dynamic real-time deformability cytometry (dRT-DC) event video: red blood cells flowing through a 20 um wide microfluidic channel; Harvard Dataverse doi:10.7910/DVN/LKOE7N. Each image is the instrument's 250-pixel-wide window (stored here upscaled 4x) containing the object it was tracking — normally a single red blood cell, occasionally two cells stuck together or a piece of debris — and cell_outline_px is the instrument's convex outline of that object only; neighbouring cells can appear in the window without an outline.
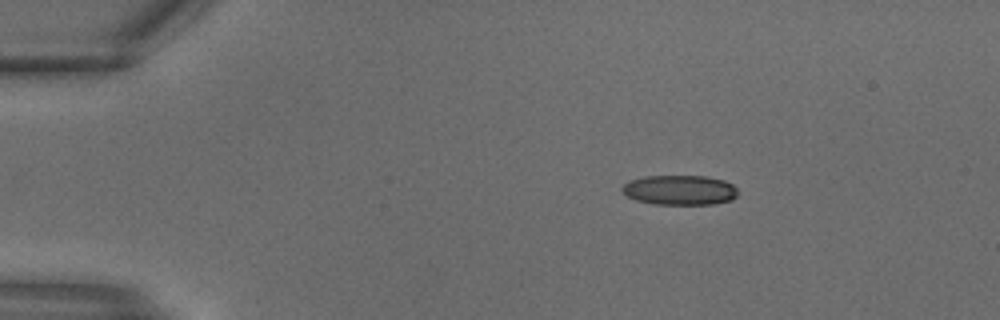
{"species": "common noctule bat (a hibernating species)", "species_latin": "Nyctalus noctula", "temperature_condition": "warm", "stored_images_in_passage": 9, "camera_frame_rate_fps": 3000, "um_per_image_px": 0.085, "animal": {"sex": "male", "body_mass_g": 18.8}, "frame": {"image": 1, "passage_image": 1, "time_ms": 0.0, "image_size_px": [1000, 320], "cell_outline_px": [[736, 196], [732, 200], [712, 204], [652, 204], [636, 200], [628, 196], [620, 188], [628, 180], [644, 176], [704, 176], [724, 180], [732, 184], [736, 188]], "centroid_in_image_um": [57.75, 16.15], "position_along_channel_um": 27.2, "area_um2": 20.11}}
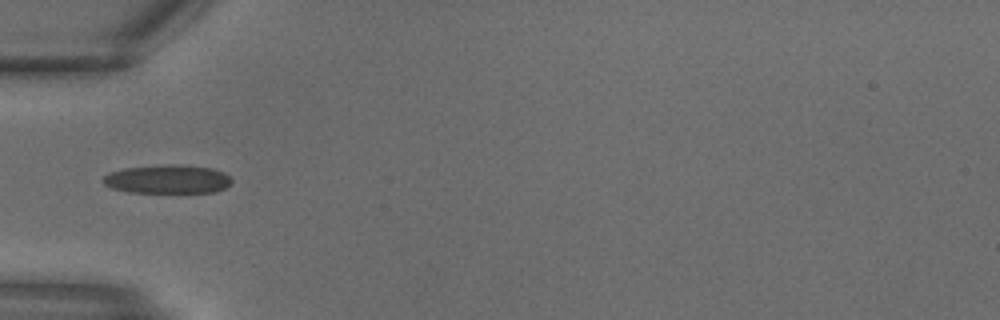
{"frame": {"image": 2, "passage_image": 6, "time_ms": 1.667, "image_size_px": [1000, 320], "cell_outline_px": [[232, 184], [216, 192], [128, 192], [112, 188], [104, 184], [100, 180], [104, 176], [112, 172], [124, 168], [164, 164], [184, 164], [212, 168], [224, 172], [232, 180]], "centroid_in_image_um": [14.26, 15.22], "position_along_channel_um": 70.7, "area_um2": 21.68}}
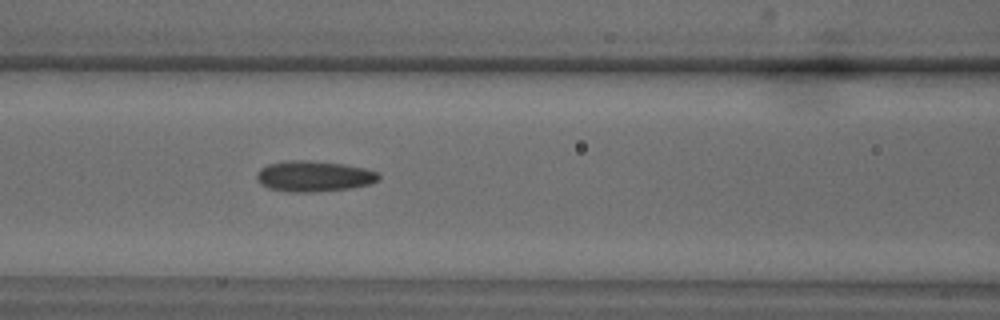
{"frame": {"image": 3, "passage_image": 9, "time_ms": 2.667, "image_size_px": [1000, 320], "cell_outline_px": [[380, 180], [372, 184], [352, 188], [308, 192], [292, 192], [268, 188], [260, 184], [256, 176], [256, 172], [260, 168], [268, 164], [284, 160], [308, 160], [344, 164], [364, 168], [380, 172]], "centroid_in_image_um": [26.7, 14.97], "position_along_channel_um": 139.9, "area_um2": 22.14}}